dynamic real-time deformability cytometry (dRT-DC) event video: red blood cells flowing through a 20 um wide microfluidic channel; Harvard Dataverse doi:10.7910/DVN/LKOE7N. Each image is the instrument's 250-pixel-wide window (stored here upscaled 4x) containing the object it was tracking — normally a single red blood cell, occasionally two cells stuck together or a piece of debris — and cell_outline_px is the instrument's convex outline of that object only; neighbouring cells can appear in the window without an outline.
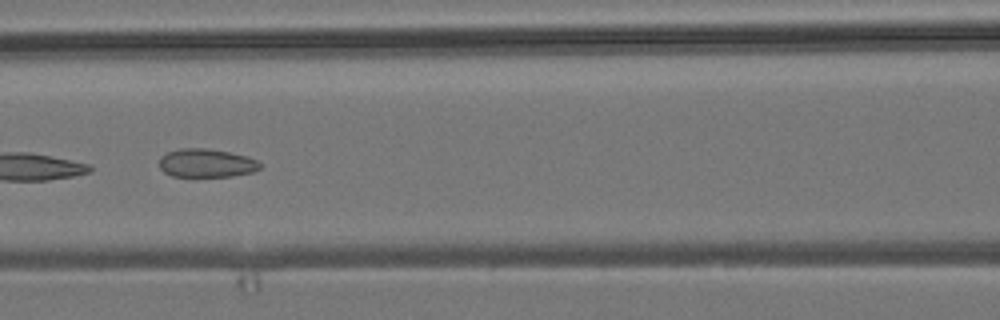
{"species": "common noctule bat (a hibernating species)", "species_latin": "Nyctalus noctula", "temperature_condition": "room temperature", "stored_images_in_passage": 11, "camera_frame_rate_fps": 3000, "um_per_image_px": 0.085, "animal": {"sex": "male", "body_mass_g": 19.2, "forearm_length_mm": 51.8}, "frame": {"image": 1, "passage_image": 7, "time_ms": 7.0, "image_size_px": [1000, 320], "cell_outline_px": [[260, 168], [252, 172], [232, 176], [172, 176], [164, 172], [160, 168], [160, 156], [168, 152], [180, 148], [208, 148], [248, 156], [256, 160], [260, 164]], "centroid_in_image_um": [17.53, 13.85], "position_along_channel_um": 149.1, "area_um2": 16.65}}
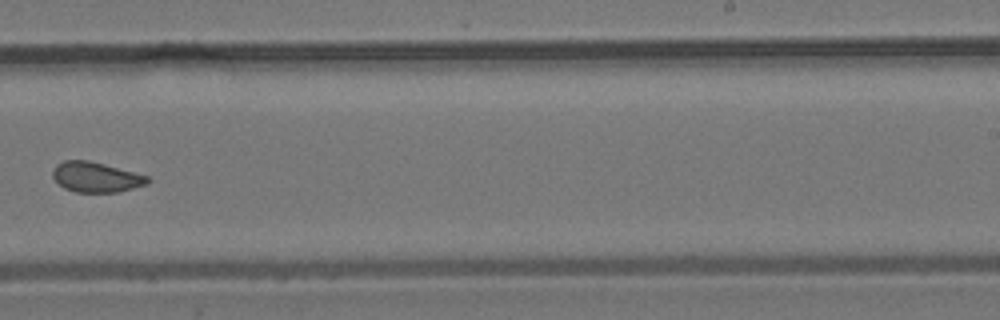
{"frame": {"image": 2, "passage_image": 10, "time_ms": 10.333, "image_size_px": [1000, 320], "cell_outline_px": [[152, 180], [148, 184], [120, 192], [76, 192], [64, 188], [52, 176], [52, 172], [56, 164], [64, 160], [88, 160], [104, 164], [148, 176]], "centroid_in_image_um": [8.18, 15.06], "position_along_channel_um": 280.8, "area_um2": 16.7}}
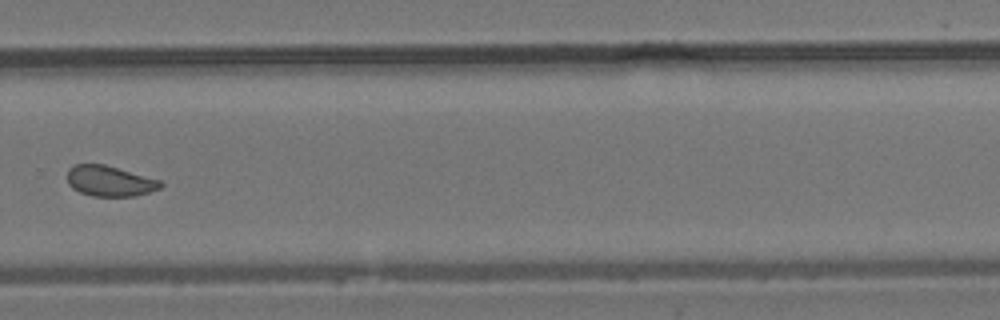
{"frame": {"image": 3, "passage_image": 11, "time_ms": 11.333, "image_size_px": [1000, 320], "cell_outline_px": [[164, 184], [160, 188], [148, 192], [132, 196], [92, 196], [80, 192], [72, 188], [68, 184], [68, 168], [76, 164], [104, 164], [160, 180]], "centroid_in_image_um": [9.31, 15.38], "position_along_channel_um": 320.5, "area_um2": 16.47}}